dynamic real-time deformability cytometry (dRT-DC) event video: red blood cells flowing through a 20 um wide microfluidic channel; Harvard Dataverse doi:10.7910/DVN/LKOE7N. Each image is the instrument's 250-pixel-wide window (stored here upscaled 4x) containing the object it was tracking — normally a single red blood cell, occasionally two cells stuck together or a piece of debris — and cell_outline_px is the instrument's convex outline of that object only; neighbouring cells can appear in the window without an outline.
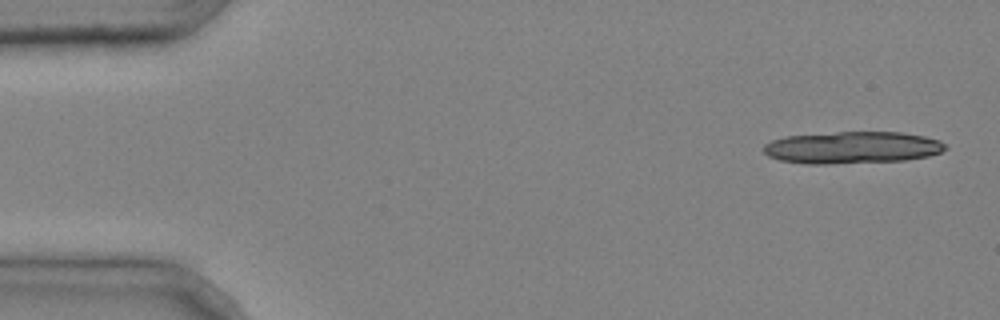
{"species": "common noctule bat (a hibernating species)", "species_latin": "Nyctalus noctula", "temperature_condition": "cold", "stored_images_in_passage": 5, "segment_of_instrument_passage": [2, 2], "camera_frame_rate_fps": 3000, "um_per_image_px": 0.085, "animal": {"sex": "male", "body_mass_g": 20.4}, "frame": {"image": 1, "passage_image": 5, "time_ms": 1.333, "image_size_px": [1000, 320], "cell_outline_px": [[948, 148], [940, 152], [928, 156], [904, 160], [824, 164], [808, 164], [780, 160], [768, 156], [764, 152], [764, 144], [772, 140], [784, 136], [836, 132], [900, 132], [924, 136], [940, 140]], "centroid_in_image_um": [72.42, 12.53], "position_along_channel_um": 12.6, "area_um2": 33.87}}